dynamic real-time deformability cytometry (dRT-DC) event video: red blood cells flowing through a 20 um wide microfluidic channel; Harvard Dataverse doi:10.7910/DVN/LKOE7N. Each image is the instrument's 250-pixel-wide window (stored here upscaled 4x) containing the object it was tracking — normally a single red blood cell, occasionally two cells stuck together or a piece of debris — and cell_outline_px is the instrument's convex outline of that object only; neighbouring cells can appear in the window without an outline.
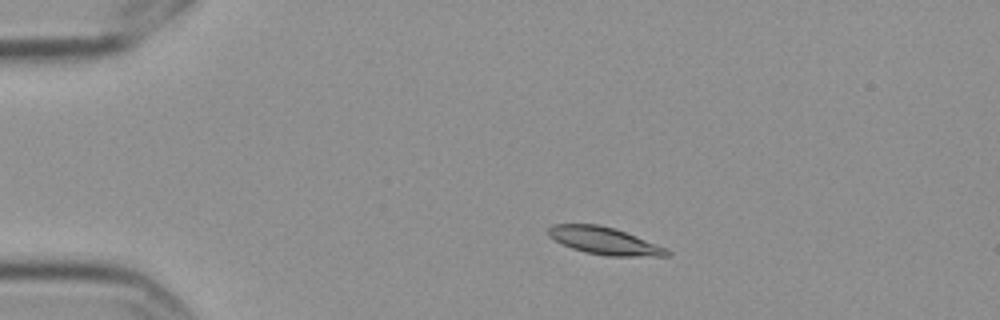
{"species": "Egyptian fruit bat (a non-hibernating species)", "species_latin": "Rousettus aegyptiacus", "temperature_condition": "cold", "stored_images_in_passage": 4, "camera_frame_rate_fps": 3000, "um_per_image_px": 0.085, "frame": {"image": 1, "passage_image": 1, "time_ms": 0.0, "image_size_px": [1000, 320], "cell_outline_px": [[672, 252], [668, 256], [608, 256], [584, 252], [572, 248], [548, 236], [548, 228], [552, 224], [600, 224], [616, 228], [668, 248]], "centroid_in_image_um": [51.41, 20.46], "position_along_channel_um": 33.6, "area_um2": 19.02}}
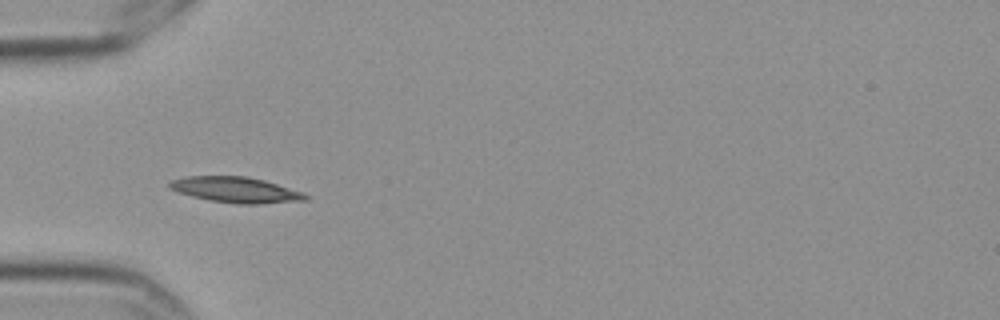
{"frame": {"image": 2, "passage_image": 3, "time_ms": 0.667, "image_size_px": [1000, 320], "cell_outline_px": [[308, 200], [260, 204], [236, 204], [208, 200], [176, 192], [168, 188], [168, 180], [184, 176], [248, 176], [264, 180], [304, 192], [308, 196]], "centroid_in_image_um": [20.0, 16.13], "position_along_channel_um": 65.0, "area_um2": 20.69}}
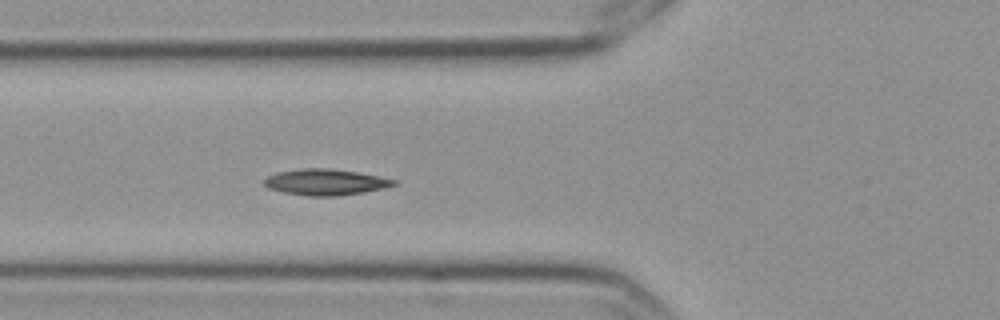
{"frame": {"image": 3, "passage_image": 4, "time_ms": 1.0, "image_size_px": [1000, 320], "cell_outline_px": [[396, 184], [384, 188], [364, 192], [336, 196], [308, 196], [284, 192], [268, 188], [264, 184], [264, 180], [268, 176], [276, 172], [300, 168], [328, 168], [356, 172], [396, 180]], "centroid_in_image_um": [27.62, 15.48], "position_along_channel_um": 98.2, "area_um2": 19.54}}